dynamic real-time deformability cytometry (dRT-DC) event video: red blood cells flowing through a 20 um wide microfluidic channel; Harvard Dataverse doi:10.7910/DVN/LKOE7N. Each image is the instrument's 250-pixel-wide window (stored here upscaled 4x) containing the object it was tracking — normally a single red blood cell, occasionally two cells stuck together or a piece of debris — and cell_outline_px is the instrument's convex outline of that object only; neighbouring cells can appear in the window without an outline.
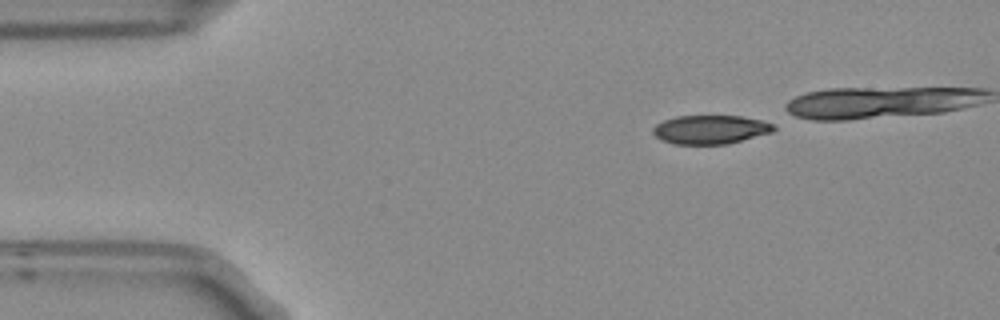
{"species": "Egyptian fruit bat (a non-hibernating species)", "species_latin": "Rousettus aegyptiacus", "temperature_condition": "room temperature", "stored_images_in_passage": 4, "camera_frame_rate_fps": 3000, "um_per_image_px": 0.085, "frame": {"image": 1, "passage_image": 1, "time_ms": 0.0, "image_size_px": [1000, 320], "cell_outline_px": [[776, 128], [772, 132], [728, 144], [672, 144], [660, 140], [652, 132], [652, 128], [656, 124], [664, 120], [676, 116], [740, 116], [760, 120], [772, 124]], "centroid_in_image_um": [60.34, 11.02], "position_along_channel_um": 24.7, "area_um2": 20.23}}